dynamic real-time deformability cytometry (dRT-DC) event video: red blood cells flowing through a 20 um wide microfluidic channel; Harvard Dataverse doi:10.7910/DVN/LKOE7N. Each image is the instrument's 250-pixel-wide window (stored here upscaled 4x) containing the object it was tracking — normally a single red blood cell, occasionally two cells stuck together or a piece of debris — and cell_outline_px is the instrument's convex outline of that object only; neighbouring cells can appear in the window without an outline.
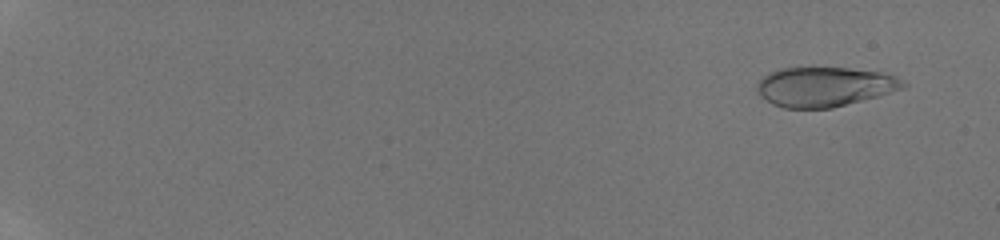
{"species": "human", "species_latin": "Homo sapiens", "temperature_condition": "room temperature", "stored_images_in_passage": 25, "camera_frame_rate_fps": 3000, "um_per_image_px": 0.085, "donor": {"sex": "male"}, "frame": {"image": 1, "passage_image": 3, "time_ms": 0.667, "image_size_px": [1000, 240], "cell_outline_px": [[908, 84], [904, 88], [876, 96], [832, 108], [784, 108], [772, 104], [760, 96], [756, 92], [756, 84], [768, 72], [780, 68], [848, 68], [880, 72], [896, 76], [904, 80]], "centroid_in_image_um": [70.06, 7.37], "position_along_channel_um": 14.9, "area_um2": 33.7}}
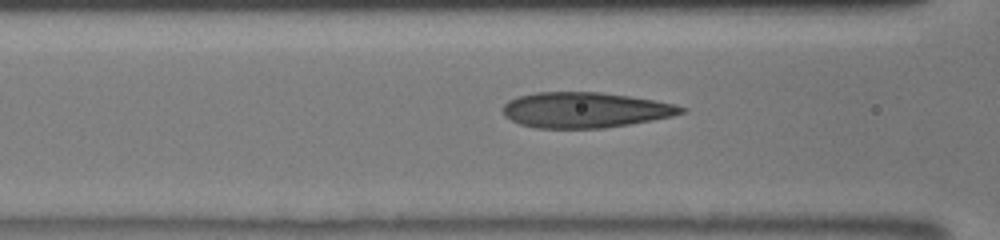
{"frame": {"image": 2, "passage_image": 19, "time_ms": 8.0, "image_size_px": [1000, 240], "cell_outline_px": [[688, 112], [672, 116], [652, 120], [604, 128], [536, 128], [520, 124], [504, 116], [500, 108], [508, 100], [520, 96], [536, 92], [600, 92], [656, 100], [676, 104], [688, 108]], "centroid_in_image_um": [49.75, 9.35], "position_along_channel_um": 116.9, "area_um2": 37.11}}
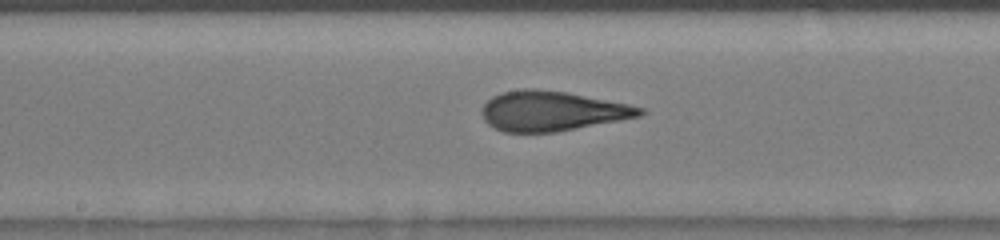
{"frame": {"image": 3, "passage_image": 24, "time_ms": 10.0, "image_size_px": [1000, 240], "cell_outline_px": [[648, 112], [640, 116], [620, 120], [556, 132], [504, 132], [492, 128], [484, 120], [480, 112], [484, 104], [492, 96], [504, 92], [524, 88], [532, 88], [564, 92], [628, 104], [644, 108]], "centroid_in_image_um": [46.89, 9.45], "position_along_channel_um": 201.3, "area_um2": 36.59}}